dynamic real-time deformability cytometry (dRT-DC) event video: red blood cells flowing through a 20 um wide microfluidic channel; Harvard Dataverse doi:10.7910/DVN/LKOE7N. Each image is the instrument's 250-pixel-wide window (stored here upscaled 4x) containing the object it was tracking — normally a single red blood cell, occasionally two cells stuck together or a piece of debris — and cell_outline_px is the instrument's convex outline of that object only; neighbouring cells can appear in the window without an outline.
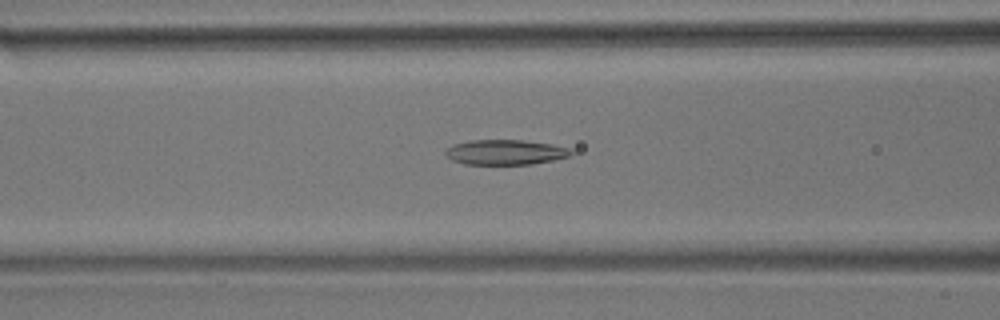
{"species": "common noctule bat (a hibernating species)", "species_latin": "Nyctalus noctula", "temperature_condition": "room temperature", "stored_images_in_passage": 40, "camera_frame_rate_fps": 3000, "um_per_image_px": 0.085, "animal": {"sex": "male", "body_mass_g": 17.9}, "frame": {"image": 1, "passage_image": 17, "time_ms": 5.333, "image_size_px": [1000, 320], "cell_outline_px": [[576, 152], [568, 156], [552, 160], [532, 164], [464, 164], [452, 160], [444, 152], [452, 144], [468, 140], [524, 140], [552, 144], [572, 148]], "centroid_in_image_um": [42.98, 12.93], "position_along_channel_um": 123.6, "area_um2": 18.44}}
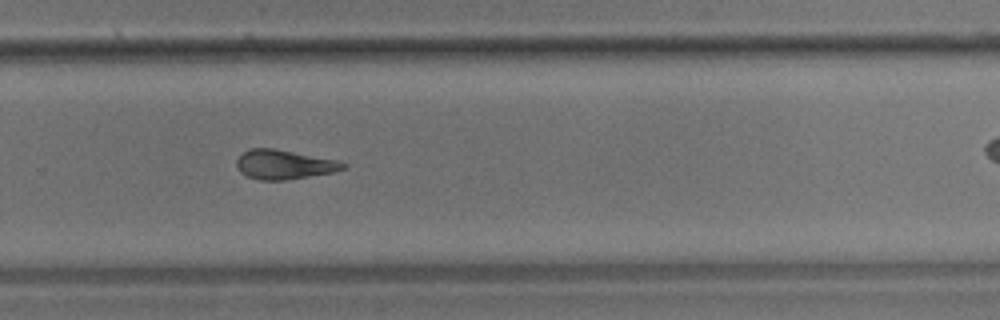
{"frame": {"image": 2, "passage_image": 32, "time_ms": 10.333, "image_size_px": [1000, 320], "cell_outline_px": [[344, 168], [332, 172], [288, 180], [260, 180], [248, 176], [240, 172], [236, 164], [236, 160], [248, 148], [272, 148], [336, 160], [344, 164]], "centroid_in_image_um": [24.08, 13.99], "position_along_channel_um": 305.7, "area_um2": 17.86}}
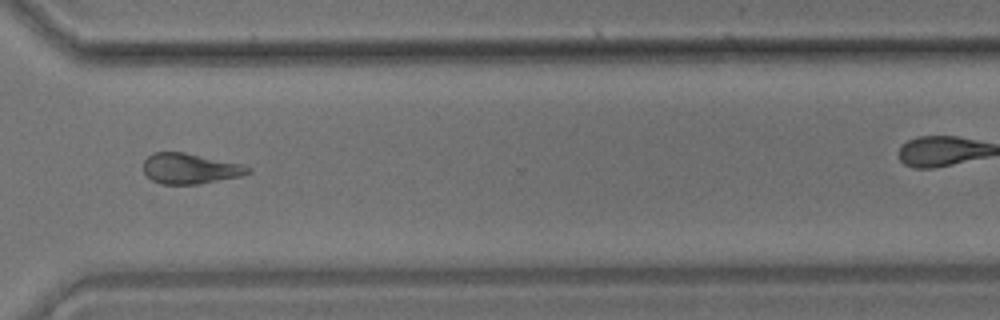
{"frame": {"image": 3, "passage_image": 36, "time_ms": 11.667, "image_size_px": [1000, 320], "cell_outline_px": [[252, 172], [240, 176], [200, 184], [160, 184], [152, 180], [144, 172], [144, 160], [148, 156], [156, 152], [184, 152], [244, 164], [252, 168]], "centroid_in_image_um": [16.19, 14.33], "position_along_channel_um": 354.4, "area_um2": 18.67}}